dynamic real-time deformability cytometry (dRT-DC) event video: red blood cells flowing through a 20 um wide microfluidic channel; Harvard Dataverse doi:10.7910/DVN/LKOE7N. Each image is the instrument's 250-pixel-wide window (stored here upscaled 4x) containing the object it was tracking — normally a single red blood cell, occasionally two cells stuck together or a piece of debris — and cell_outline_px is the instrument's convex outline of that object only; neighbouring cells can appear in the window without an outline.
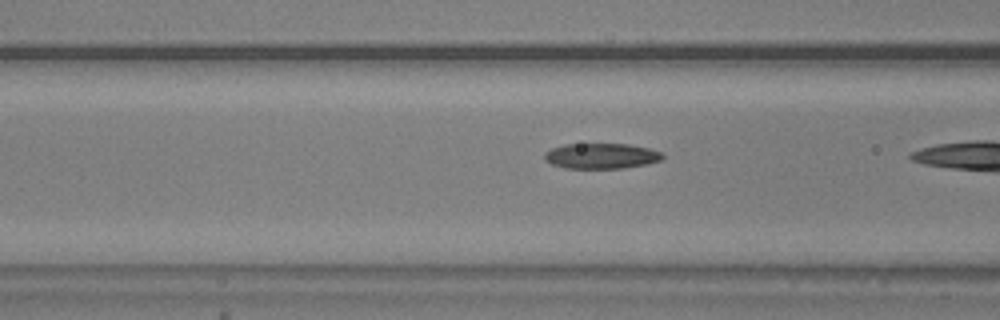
{"species": "common noctule bat (a hibernating species)", "species_latin": "Nyctalus noctula", "temperature_condition": "warm", "stored_images_in_passage": 15, "camera_frame_rate_fps": 3000, "um_per_image_px": 0.085, "animal": {"sex": "male", "body_mass_g": 20.5, "forearm_length_mm": 52.5}, "frame": {"image": 1, "passage_image": 14, "time_ms": 4.333, "image_size_px": [1000, 320], "cell_outline_px": [[664, 156], [660, 160], [644, 164], [624, 168], [564, 168], [552, 164], [544, 160], [544, 152], [552, 148], [564, 144], [628, 144], [648, 148], [664, 152]], "centroid_in_image_um": [51.09, 13.25], "position_along_channel_um": 115.5, "area_um2": 17.51}}